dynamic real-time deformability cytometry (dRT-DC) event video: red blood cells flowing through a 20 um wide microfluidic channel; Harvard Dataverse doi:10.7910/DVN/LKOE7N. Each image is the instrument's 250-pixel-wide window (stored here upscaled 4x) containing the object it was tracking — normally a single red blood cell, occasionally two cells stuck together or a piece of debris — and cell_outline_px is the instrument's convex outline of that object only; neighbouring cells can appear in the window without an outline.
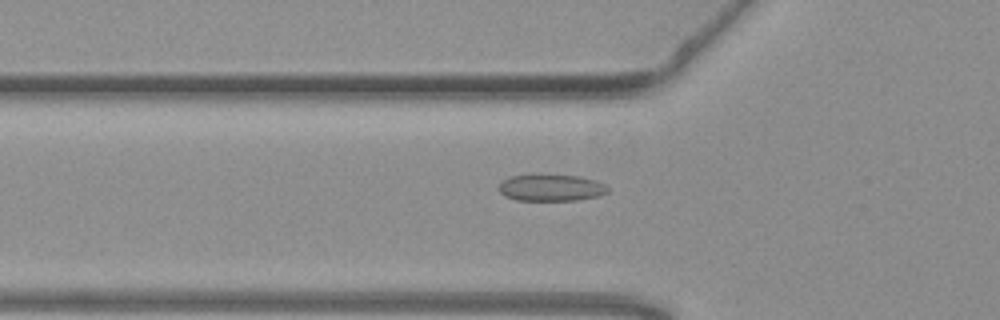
{"species": "common noctule bat (a hibernating species)", "species_latin": "Nyctalus noctula", "temperature_condition": "warm", "stored_images_in_passage": 55, "camera_frame_rate_fps": 3000, "um_per_image_px": 0.085, "animal": {"sex": "female", "body_mass_g": 19.3, "forearm_length_mm": 54.1}, "frame": {"image": 1, "passage_image": 19, "time_ms": 6.0, "image_size_px": [1000, 320], "cell_outline_px": [[608, 192], [600, 196], [576, 200], [516, 200], [504, 196], [500, 192], [500, 184], [508, 176], [532, 172], [536, 172], [580, 176], [596, 180], [604, 184], [608, 188]], "centroid_in_image_um": [46.82, 15.91], "position_along_channel_um": 79.0, "area_um2": 17.69}}
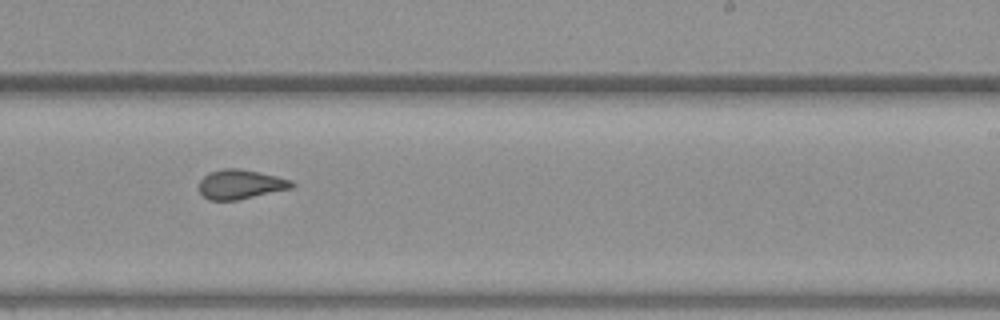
{"frame": {"image": 2, "passage_image": 34, "time_ms": 11.0, "image_size_px": [1000, 320], "cell_outline_px": [[296, 184], [292, 188], [236, 200], [208, 200], [200, 192], [200, 180], [208, 172], [224, 168], [236, 168], [276, 176], [292, 180]], "centroid_in_image_um": [20.44, 15.66], "position_along_channel_um": 268.6, "area_um2": 15.72}}
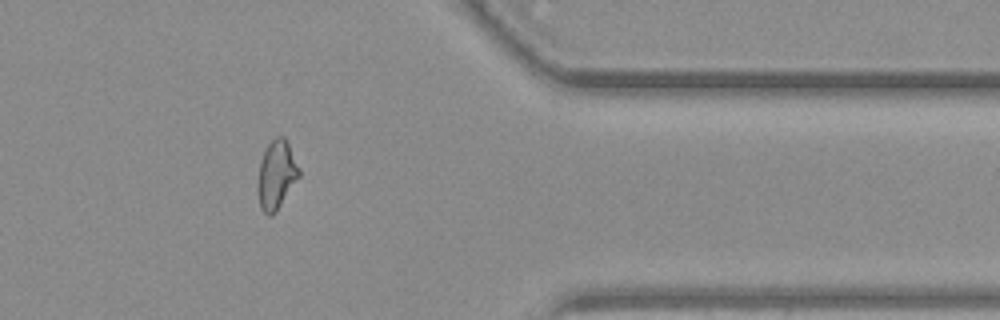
{"frame": {"image": 3, "passage_image": 45, "time_ms": 14.667, "image_size_px": [1000, 320], "cell_outline_px": [[300, 176], [272, 216], [268, 216], [260, 208], [260, 160], [268, 144], [276, 136], [284, 136], [288, 144], [300, 172]], "centroid_in_image_um": [23.52, 14.84], "position_along_channel_um": 387.9, "area_um2": 15.66}, "authors_computed_cell_mechanics": {"area_um2": 17.1088, "velocity_mm_per_s": 3.7826, "shape_relaxation_time_tau1_ms": null, "shape_relaxation_time_tau2_ms": 1.1544, "deformation_change_tau1": null, "deformation_change_tau2": 0.0721}}